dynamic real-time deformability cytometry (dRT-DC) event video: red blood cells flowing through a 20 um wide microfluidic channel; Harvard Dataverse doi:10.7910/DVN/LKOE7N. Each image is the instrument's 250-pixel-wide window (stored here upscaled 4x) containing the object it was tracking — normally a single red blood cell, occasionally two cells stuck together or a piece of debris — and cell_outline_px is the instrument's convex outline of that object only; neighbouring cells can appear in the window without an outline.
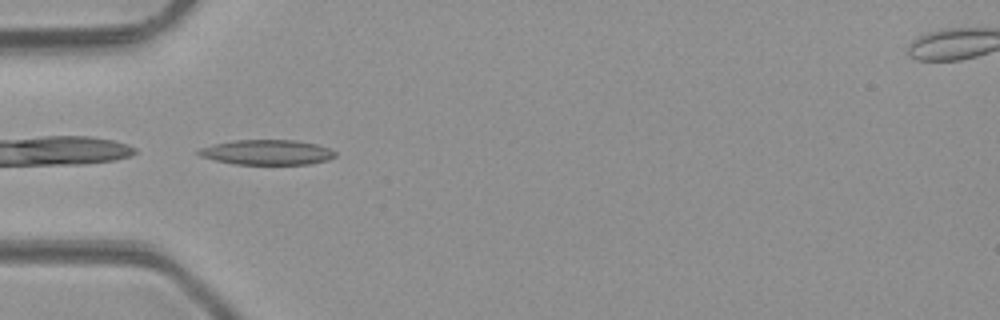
{"species": "common noctule bat (a hibernating species)", "species_latin": "Nyctalus noctula", "temperature_condition": "room temperature", "stored_images_in_passage": 3, "camera_frame_rate_fps": 3000, "um_per_image_px": 0.085, "animal": {"sex": "male", "body_mass_g": 23.1, "forearm_length_mm": 52.7}, "frame": {"image": 1, "passage_image": 2, "time_ms": 1.0, "image_size_px": [1000, 320], "cell_outline_px": [[336, 156], [328, 160], [308, 164], [236, 164], [216, 160], [200, 156], [196, 152], [200, 148], [216, 144], [236, 140], [296, 140], [316, 144], [328, 148], [336, 152]], "centroid_in_image_um": [22.73, 12.94], "position_along_channel_um": 62.3, "area_um2": 19.71}}
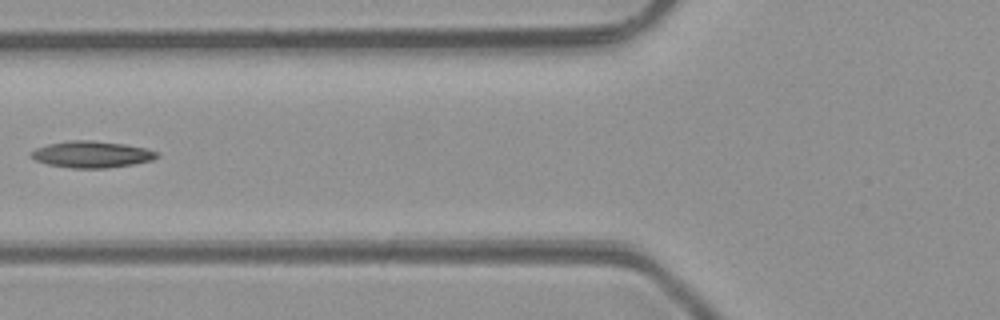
{"frame": {"image": 2, "passage_image": 3, "time_ms": 2.333, "image_size_px": [1000, 320], "cell_outline_px": [[160, 156], [152, 160], [132, 164], [104, 168], [72, 168], [48, 164], [36, 160], [32, 156], [32, 152], [36, 148], [48, 144], [68, 140], [92, 140], [124, 144], [144, 148], [156, 152]], "centroid_in_image_um": [7.8, 13.11], "position_along_channel_um": 118.0, "area_um2": 19.19}}